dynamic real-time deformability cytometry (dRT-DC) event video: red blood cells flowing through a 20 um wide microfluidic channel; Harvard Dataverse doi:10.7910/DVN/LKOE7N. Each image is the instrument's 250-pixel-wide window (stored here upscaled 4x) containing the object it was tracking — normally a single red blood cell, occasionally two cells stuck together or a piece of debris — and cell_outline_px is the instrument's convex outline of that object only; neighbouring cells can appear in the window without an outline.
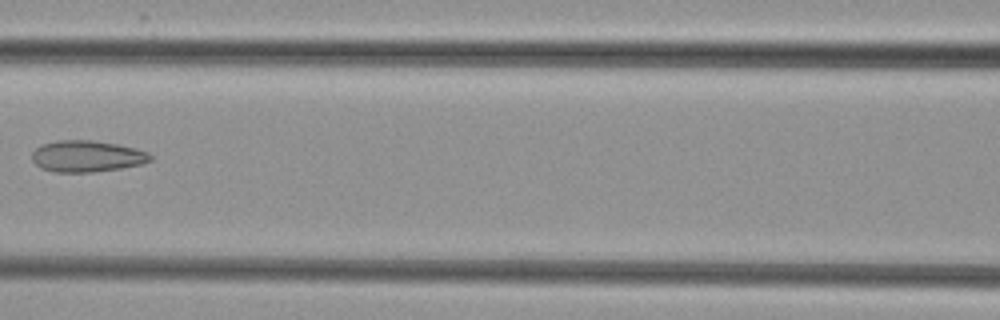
{"species": "common noctule bat (a hibernating species)", "species_latin": "Nyctalus noctula", "temperature_condition": "cold", "stored_images_in_passage": 8, "camera_frame_rate_fps": 3000, "um_per_image_px": 0.085, "animal": {"sex": "female", "body_mass_g": 29.2, "forearm_length_mm": 56.3}, "frame": {"image": 1, "passage_image": 7, "time_ms": 8.0, "image_size_px": [1000, 320], "cell_outline_px": [[152, 160], [144, 164], [120, 168], [92, 172], [56, 172], [40, 168], [32, 160], [32, 152], [36, 148], [44, 144], [56, 140], [92, 140], [116, 144], [136, 148], [148, 152], [152, 156]], "centroid_in_image_um": [7.4, 13.28], "position_along_channel_um": 159.2, "area_um2": 21.73}}
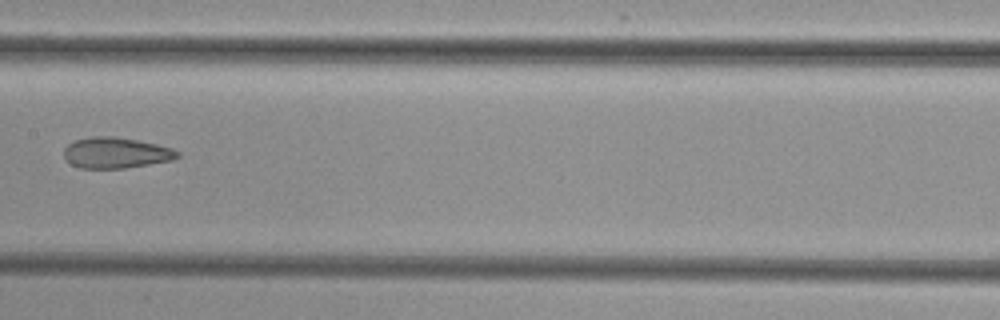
{"frame": {"image": 2, "passage_image": 8, "time_ms": 9.0, "image_size_px": [1000, 320], "cell_outline_px": [[180, 156], [172, 160], [124, 168], [80, 168], [72, 164], [64, 156], [64, 148], [68, 144], [76, 140], [92, 136], [112, 136], [136, 140], [156, 144], [172, 148], [180, 152]], "centroid_in_image_um": [9.86, 12.98], "position_along_channel_um": 197.5, "area_um2": 20.23}}